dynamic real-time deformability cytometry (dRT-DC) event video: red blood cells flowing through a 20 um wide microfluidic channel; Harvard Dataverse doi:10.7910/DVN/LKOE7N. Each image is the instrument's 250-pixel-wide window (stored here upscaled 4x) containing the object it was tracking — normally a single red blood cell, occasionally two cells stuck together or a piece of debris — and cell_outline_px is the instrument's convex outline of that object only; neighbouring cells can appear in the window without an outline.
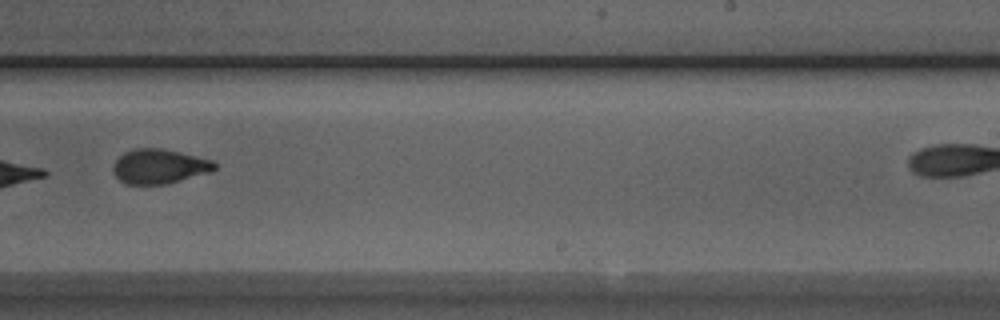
{"species": "Egyptian fruit bat (a non-hibernating species)", "species_latin": "Rousettus aegyptiacus", "temperature_condition": "room temperature", "stored_images_in_passage": 10, "segment_of_instrument_passage": [1, 2], "camera_frame_rate_fps": 3000, "um_per_image_px": 0.085, "animal": {"sex": "male"}, "frame": {"image": 1, "passage_image": 9, "time_ms": 9.333, "image_size_px": [1000, 320], "cell_outline_px": [[216, 168], [212, 172], [164, 184], [124, 184], [112, 172], [112, 164], [124, 152], [136, 148], [160, 148], [180, 152], [212, 160], [216, 164]], "centroid_in_image_um": [13.52, 14.14], "position_along_channel_um": 275.5, "area_um2": 20.46}}